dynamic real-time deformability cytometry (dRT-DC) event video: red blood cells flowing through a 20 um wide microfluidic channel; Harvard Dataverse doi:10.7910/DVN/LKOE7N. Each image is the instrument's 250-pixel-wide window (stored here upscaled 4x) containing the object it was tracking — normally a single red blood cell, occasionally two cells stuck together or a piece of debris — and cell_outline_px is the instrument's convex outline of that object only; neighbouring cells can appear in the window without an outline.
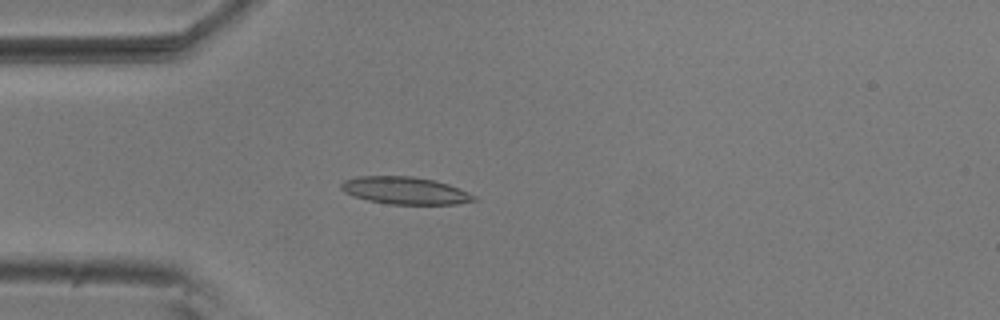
{"species": "common noctule bat (a hibernating species)", "species_latin": "Nyctalus noctula", "temperature_condition": "room temperature", "stored_images_in_passage": 5, "camera_frame_rate_fps": 3000, "um_per_image_px": 0.085, "animal": {"sex": "male", "body_mass_g": 20.5, "forearm_length_mm": 52.5}, "frame": {"image": 1, "passage_image": 5, "time_ms": 1.333, "image_size_px": [1000, 320], "cell_outline_px": [[480, 200], [456, 204], [388, 204], [368, 200], [352, 196], [344, 192], [340, 188], [340, 184], [344, 180], [360, 176], [412, 176], [436, 180], [460, 188], [476, 196]], "centroid_in_image_um": [34.45, 16.2], "position_along_channel_um": 50.5, "area_um2": 21.39}}